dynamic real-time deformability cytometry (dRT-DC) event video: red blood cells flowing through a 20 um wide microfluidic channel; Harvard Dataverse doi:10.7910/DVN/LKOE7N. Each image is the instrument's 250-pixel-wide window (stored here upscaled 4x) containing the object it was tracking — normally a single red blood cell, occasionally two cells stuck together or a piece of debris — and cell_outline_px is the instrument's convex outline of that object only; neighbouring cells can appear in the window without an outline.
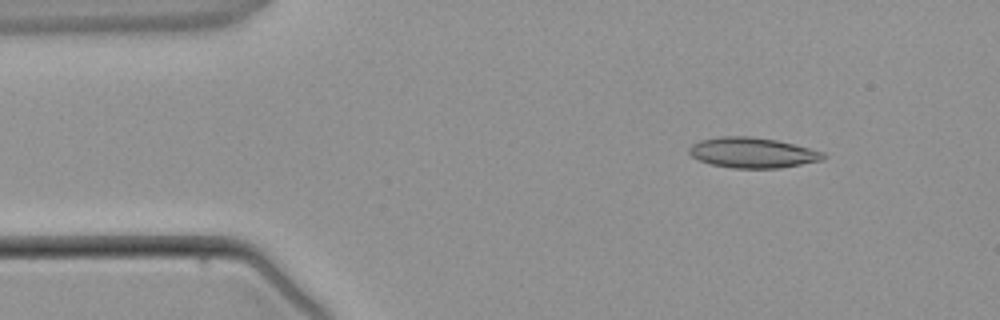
{"species": "common noctule bat (a hibernating species)", "species_latin": "Nyctalus noctula", "temperature_condition": "warm", "stored_images_in_passage": 3, "camera_frame_rate_fps": 3000, "um_per_image_px": 0.085, "animal": {"sex": "male", "body_mass_g": 21.5, "forearm_length_mm": 52.0}, "frame": {"image": 1, "passage_image": 1, "time_ms": 0.0, "image_size_px": [1000, 320], "cell_outline_px": [[828, 156], [824, 160], [780, 168], [732, 168], [712, 164], [700, 160], [692, 156], [688, 152], [688, 148], [692, 144], [700, 140], [720, 136], [752, 136], [776, 140], [824, 152]], "centroid_in_image_um": [63.97, 12.98], "position_along_channel_um": 21.0, "area_um2": 23.76}}
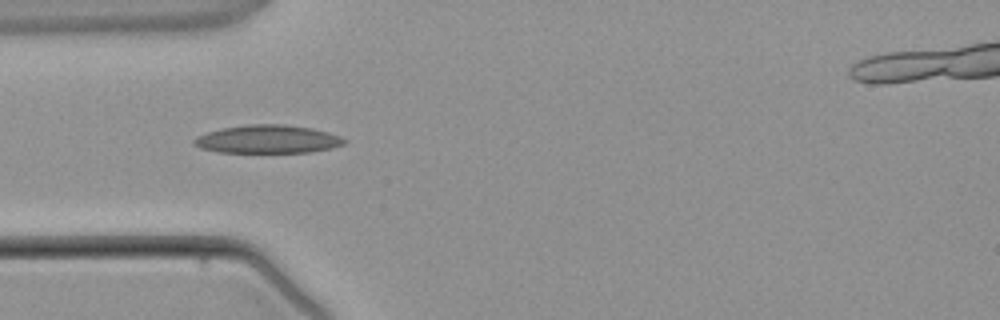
{"frame": {"image": 2, "passage_image": 3, "time_ms": 2.333, "image_size_px": [1000, 320], "cell_outline_px": [[348, 140], [344, 144], [332, 148], [308, 152], [216, 152], [200, 148], [192, 144], [192, 140], [196, 136], [208, 132], [224, 128], [252, 124], [284, 124], [312, 128], [328, 132], [340, 136]], "centroid_in_image_um": [22.75, 11.83], "position_along_channel_um": 62.2, "area_um2": 24.68}}